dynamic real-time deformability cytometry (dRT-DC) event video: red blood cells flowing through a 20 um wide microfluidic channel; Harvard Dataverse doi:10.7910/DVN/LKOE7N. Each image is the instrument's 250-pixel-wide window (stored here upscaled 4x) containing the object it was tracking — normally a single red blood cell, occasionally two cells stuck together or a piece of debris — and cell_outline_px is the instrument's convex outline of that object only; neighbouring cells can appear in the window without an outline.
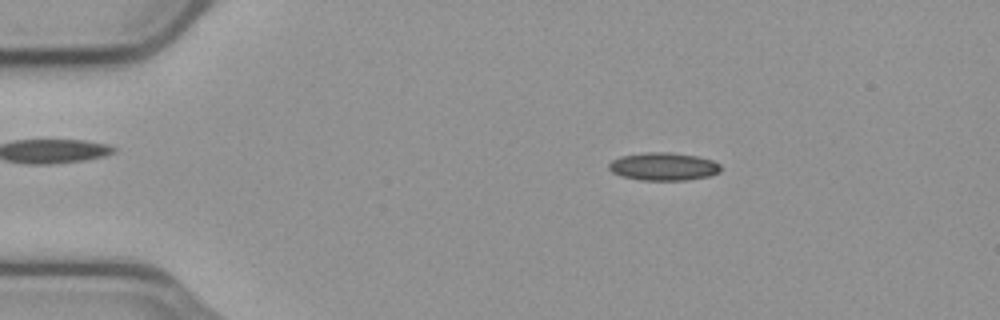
{"species": "common noctule bat (a hibernating species)", "species_latin": "Nyctalus noctula", "temperature_condition": "cold", "stored_images_in_passage": 49, "camera_frame_rate_fps": 3000, "um_per_image_px": 0.085, "animal": {"sex": "male", "body_mass_g": 23.1, "forearm_length_mm": 52.7}, "frame": {"image": 1, "passage_image": 4, "time_ms": 1.0, "image_size_px": [1000, 320], "cell_outline_px": [[720, 172], [708, 176], [688, 180], [640, 180], [620, 176], [612, 172], [608, 168], [608, 164], [612, 160], [620, 156], [644, 152], [672, 152], [696, 156], [712, 160], [720, 164]], "centroid_in_image_um": [56.37, 14.15], "position_along_channel_um": 28.6, "area_um2": 18.32}}
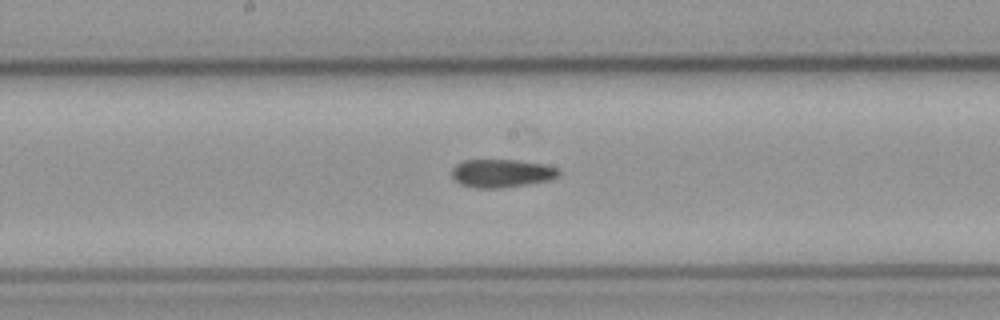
{"frame": {"image": 2, "passage_image": 23, "time_ms": 7.333, "image_size_px": [1000, 320], "cell_outline_px": [[560, 176], [552, 180], [500, 188], [476, 188], [460, 184], [452, 176], [452, 168], [456, 164], [464, 160], [516, 160], [544, 164], [556, 168], [560, 172]], "centroid_in_image_um": [42.65, 14.73], "position_along_channel_um": 205.6, "area_um2": 17.57}}
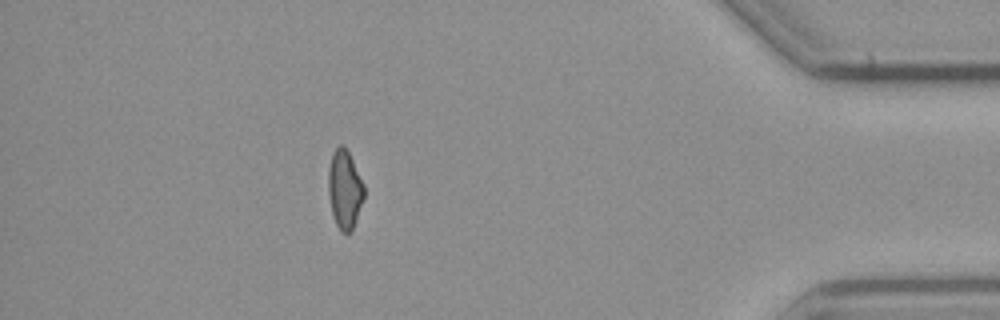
{"frame": {"image": 3, "passage_image": 43, "time_ms": 14.0, "image_size_px": [1000, 320], "cell_outline_px": [[364, 196], [352, 232], [340, 232], [336, 224], [332, 212], [328, 192], [328, 168], [332, 152], [340, 144], [344, 144], [364, 184]], "centroid_in_image_um": [29.28, 16.09], "position_along_channel_um": 405.9, "area_um2": 16.36}, "authors_computed_cell_mechanics": {"area_um2": 17.4556, "velocity_mm_per_s": 3.7413, "shape_relaxation_time_tau1_ms": null, "shape_relaxation_time_tau2_ms": 6.2677, "deformation_change_tau1": null, "deformation_change_tau2": 0.1236}}